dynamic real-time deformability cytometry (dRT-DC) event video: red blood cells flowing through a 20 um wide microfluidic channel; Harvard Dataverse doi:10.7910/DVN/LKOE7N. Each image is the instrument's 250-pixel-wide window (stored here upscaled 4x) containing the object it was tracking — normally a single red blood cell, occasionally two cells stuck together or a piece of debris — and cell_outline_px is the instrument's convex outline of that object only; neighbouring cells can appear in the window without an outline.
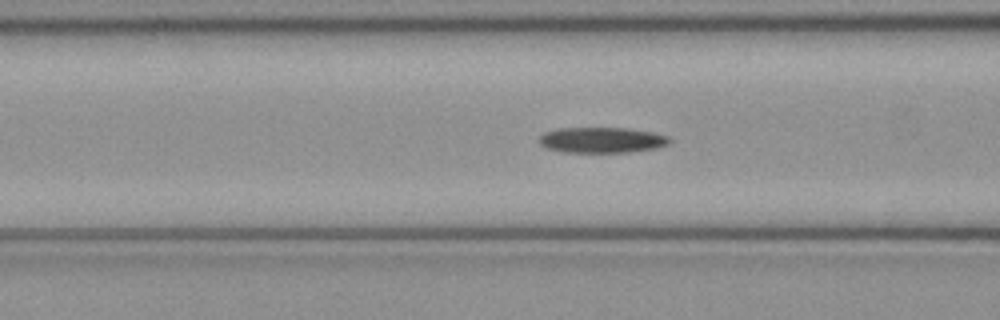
{"species": "common noctule bat (a hibernating species)", "species_latin": "Nyctalus noctula", "temperature_condition": "cold", "stored_images_in_passage": 32, "camera_frame_rate_fps": 3000, "um_per_image_px": 0.085, "animal": {"sex": "female", "body_mass_g": 21.9}, "frame": {"image": 1, "passage_image": 8, "time_ms": 2.333, "image_size_px": [1000, 320], "cell_outline_px": [[672, 140], [668, 144], [656, 148], [628, 152], [560, 152], [544, 148], [536, 140], [544, 132], [556, 128], [628, 128], [652, 132], [668, 136]], "centroid_in_image_um": [51.09, 11.9], "position_along_channel_um": 115.5, "area_um2": 19.71}}
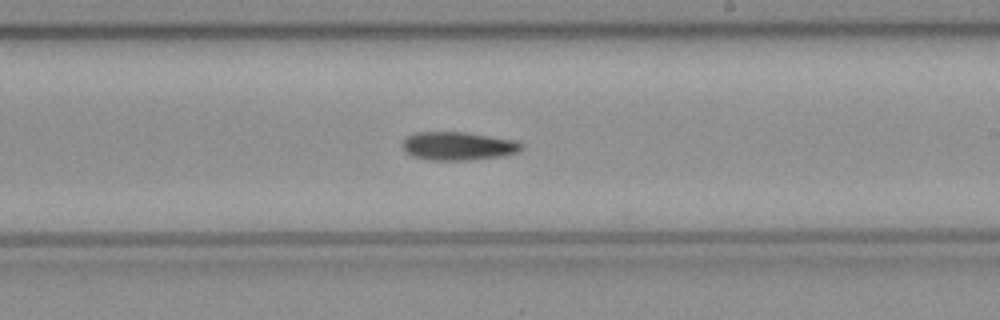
{"frame": {"image": 2, "passage_image": 18, "time_ms": 5.667, "image_size_px": [1000, 320], "cell_outline_px": [[524, 148], [520, 152], [504, 156], [468, 160], [432, 160], [412, 156], [404, 152], [400, 144], [408, 136], [416, 132], [464, 132], [516, 140], [524, 144]], "centroid_in_image_um": [38.96, 12.42], "position_along_channel_um": 250.0, "area_um2": 19.94}}
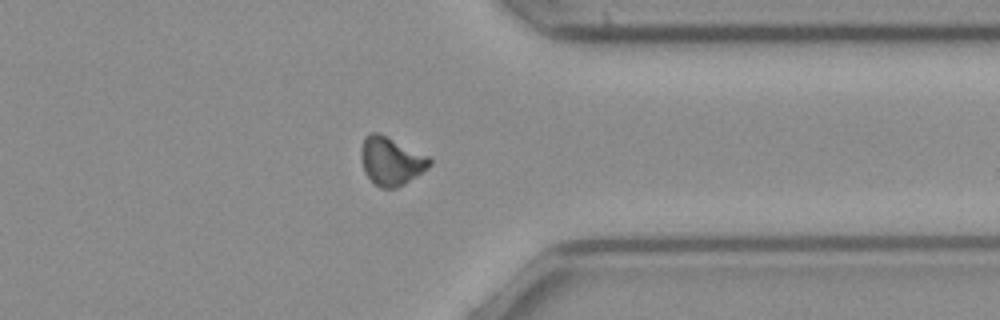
{"frame": {"image": 3, "passage_image": 28, "time_ms": 9.0, "image_size_px": [1000, 320], "cell_outline_px": [[432, 164], [428, 168], [404, 184], [396, 188], [380, 188], [364, 172], [360, 160], [360, 148], [364, 136], [368, 132], [376, 132], [388, 136], [428, 156], [432, 160]], "centroid_in_image_um": [33.21, 13.66], "position_along_channel_um": 378.2, "area_um2": 19.42}}